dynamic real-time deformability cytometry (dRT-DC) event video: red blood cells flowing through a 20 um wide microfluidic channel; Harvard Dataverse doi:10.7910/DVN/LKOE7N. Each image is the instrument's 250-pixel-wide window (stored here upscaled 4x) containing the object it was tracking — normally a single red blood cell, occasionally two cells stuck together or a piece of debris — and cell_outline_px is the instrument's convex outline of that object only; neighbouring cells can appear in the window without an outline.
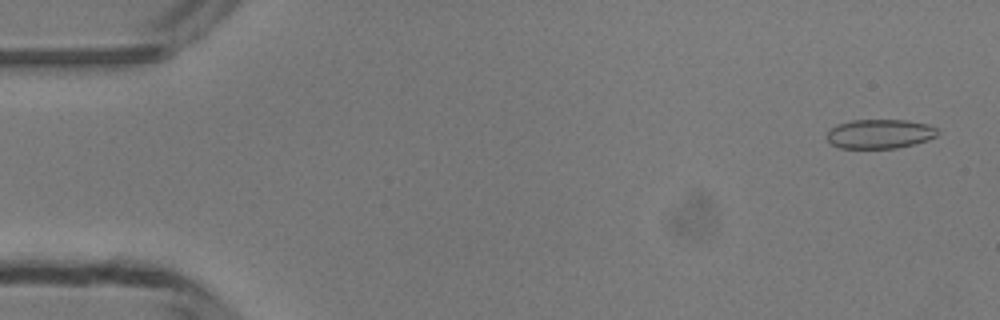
{"species": "common noctule bat (a hibernating species)", "species_latin": "Nyctalus noctula", "temperature_condition": "room temperature", "stored_images_in_passage": 33, "camera_frame_rate_fps": 3000, "um_per_image_px": 0.085, "animal": {"sex": "male", "body_mass_g": 13.3}, "frame": {"image": 1, "passage_image": 2, "time_ms": 0.333, "image_size_px": [1000, 320], "cell_outline_px": [[940, 132], [936, 136], [928, 140], [896, 148], [840, 148], [832, 144], [828, 140], [828, 132], [832, 128], [840, 124], [852, 120], [904, 120], [928, 124], [936, 128]], "centroid_in_image_um": [74.82, 11.38], "position_along_channel_um": 10.2, "area_um2": 18.67}}
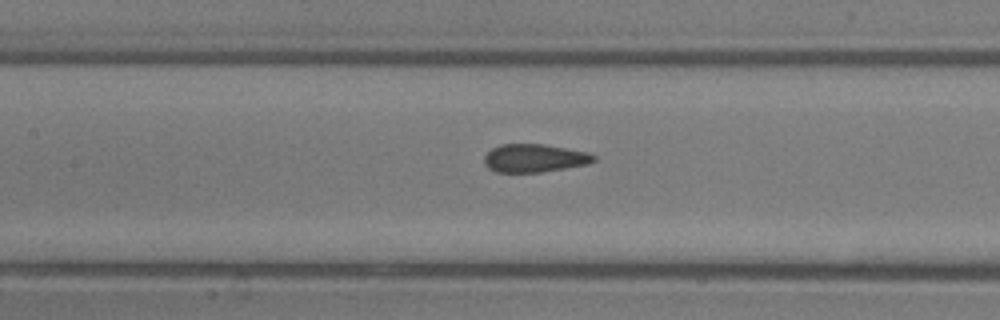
{"frame": {"image": 2, "passage_image": 22, "time_ms": 7.0, "image_size_px": [1000, 320], "cell_outline_px": [[596, 160], [588, 164], [540, 172], [496, 172], [488, 168], [484, 164], [484, 156], [492, 148], [500, 144], [544, 144], [588, 152], [596, 156]], "centroid_in_image_um": [45.42, 13.44], "position_along_channel_um": 162.0, "area_um2": 17.98}}
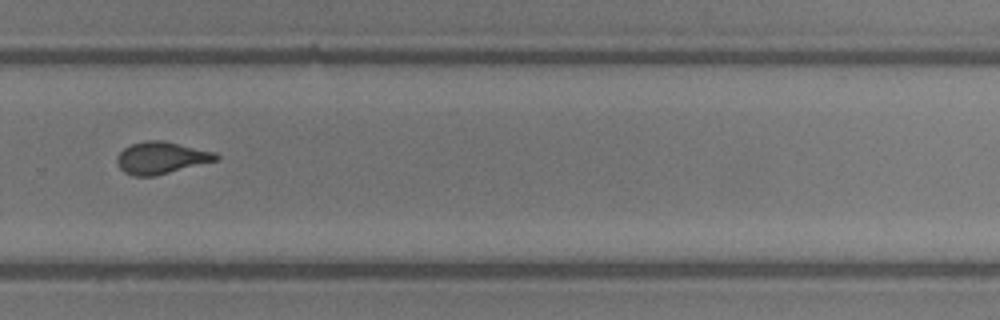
{"frame": {"image": 3, "passage_image": 33, "time_ms": 10.667, "image_size_px": [1000, 320], "cell_outline_px": [[220, 160], [156, 176], [132, 176], [124, 172], [120, 168], [116, 160], [116, 156], [124, 148], [132, 144], [144, 140], [164, 140], [216, 152], [220, 156]], "centroid_in_image_um": [13.74, 13.42], "position_along_channel_um": 316.1, "area_um2": 18.84}}